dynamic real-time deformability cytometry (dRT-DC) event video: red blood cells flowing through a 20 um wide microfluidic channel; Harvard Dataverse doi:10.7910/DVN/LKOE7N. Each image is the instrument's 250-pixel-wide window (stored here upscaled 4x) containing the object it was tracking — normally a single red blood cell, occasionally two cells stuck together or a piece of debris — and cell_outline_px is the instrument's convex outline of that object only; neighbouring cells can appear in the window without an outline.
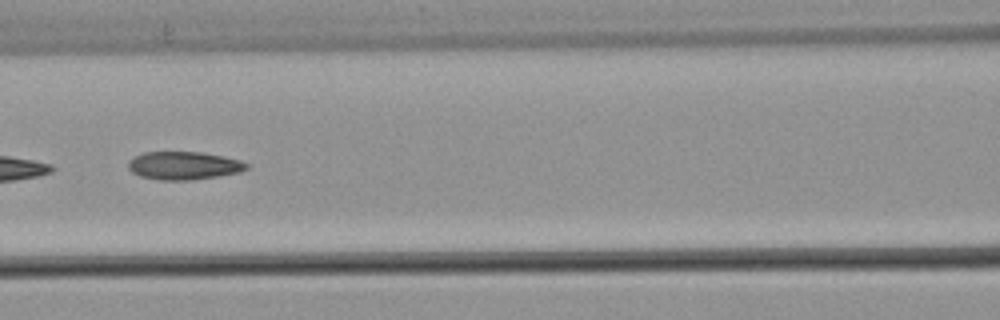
{"species": "common noctule bat (a hibernating species)", "species_latin": "Nyctalus noctula", "temperature_condition": "warm", "stored_images_in_passage": 6, "camera_frame_rate_fps": 3000, "um_per_image_px": 0.085, "animal": {"sex": "male", "body_mass_g": 21.5, "forearm_length_mm": 52.0}, "frame": {"image": 1, "passage_image": 6, "time_ms": 1.667, "image_size_px": [1000, 320], "cell_outline_px": [[248, 168], [240, 172], [220, 176], [192, 180], [160, 180], [140, 176], [132, 172], [128, 168], [128, 160], [132, 156], [144, 152], [204, 152], [224, 156], [240, 160], [248, 164]], "centroid_in_image_um": [15.61, 14.07], "position_along_channel_um": 151.0, "area_um2": 19.59}}